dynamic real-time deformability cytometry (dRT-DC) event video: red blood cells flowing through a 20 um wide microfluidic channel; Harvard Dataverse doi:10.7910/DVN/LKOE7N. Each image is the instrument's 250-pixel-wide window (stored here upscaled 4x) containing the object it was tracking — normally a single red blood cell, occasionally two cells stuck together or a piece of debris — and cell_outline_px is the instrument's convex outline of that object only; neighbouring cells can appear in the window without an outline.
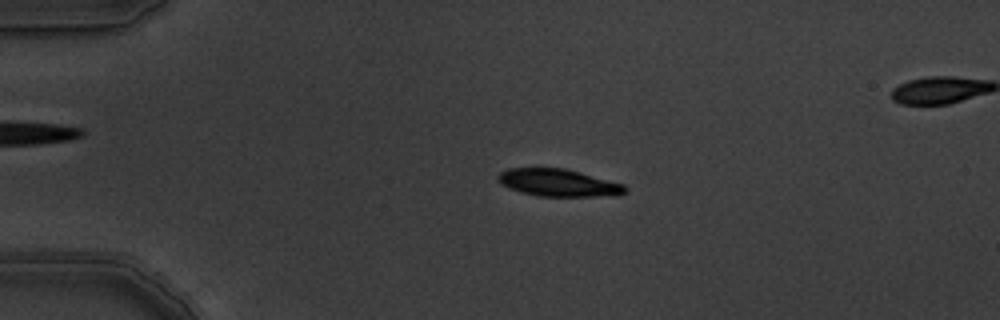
{"species": "common noctule bat (a hibernating species)", "species_latin": "Nyctalus noctula", "temperature_condition": "warm", "stored_images_in_passage": 5, "camera_frame_rate_fps": 3000, "um_per_image_px": 0.085, "animal": {"sex": "male", "body_mass_g": 19.5, "forearm_length_mm": 54.6}, "frame": {"image": 1, "passage_image": 3, "time_ms": 0.667, "image_size_px": [1000, 320], "cell_outline_px": [[628, 192], [616, 196], [540, 196], [520, 192], [500, 184], [496, 180], [496, 176], [500, 172], [508, 168], [564, 168], [580, 172], [624, 184], [628, 188]], "centroid_in_image_um": [47.47, 15.54], "position_along_channel_um": 37.5, "area_um2": 20.46}}